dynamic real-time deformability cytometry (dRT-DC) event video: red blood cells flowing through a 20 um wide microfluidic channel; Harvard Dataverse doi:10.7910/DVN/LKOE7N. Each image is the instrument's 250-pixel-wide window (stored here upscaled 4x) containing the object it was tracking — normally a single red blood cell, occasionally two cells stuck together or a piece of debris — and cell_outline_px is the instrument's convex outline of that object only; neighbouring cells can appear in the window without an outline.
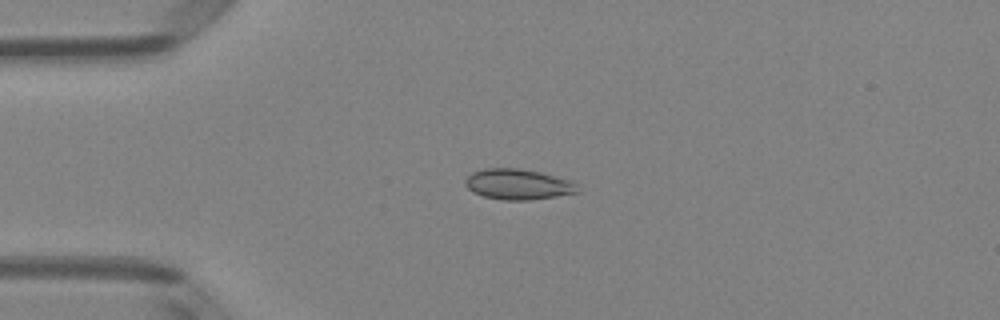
{"species": "Egyptian fruit bat (a non-hibernating species)", "species_latin": "Rousettus aegyptiacus", "temperature_condition": "room temperature", "stored_images_in_passage": 40, "camera_frame_rate_fps": 3000, "um_per_image_px": 0.085, "animal": {"sex": "female"}, "frame": {"image": 1, "passage_image": 2, "time_ms": 0.333, "image_size_px": [1000, 320], "cell_outline_px": [[580, 192], [556, 196], [528, 200], [500, 200], [484, 196], [472, 192], [464, 184], [464, 180], [472, 172], [484, 168], [516, 168], [540, 172], [568, 180], [576, 184]], "centroid_in_image_um": [43.99, 15.67], "position_along_channel_um": 41.0, "area_um2": 19.94}}
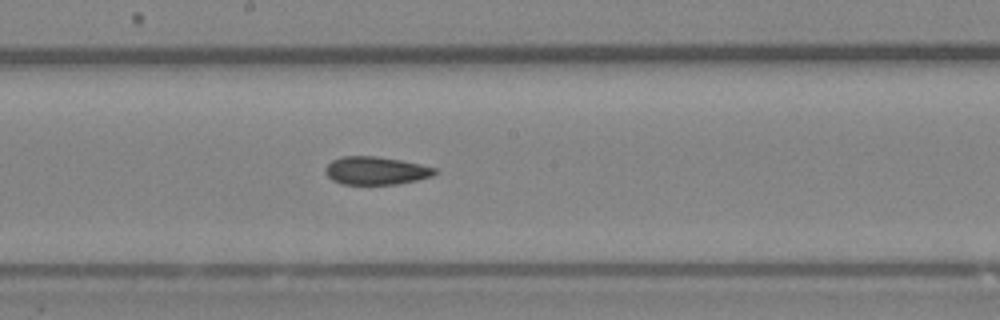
{"frame": {"image": 2, "passage_image": 17, "time_ms": 5.333, "image_size_px": [1000, 320], "cell_outline_px": [[440, 172], [432, 176], [416, 180], [396, 184], [340, 184], [332, 180], [324, 172], [324, 168], [332, 160], [340, 156], [376, 156], [400, 160], [420, 164], [436, 168]], "centroid_in_image_um": [31.94, 14.5], "position_along_channel_um": 216.3, "area_um2": 17.98}}
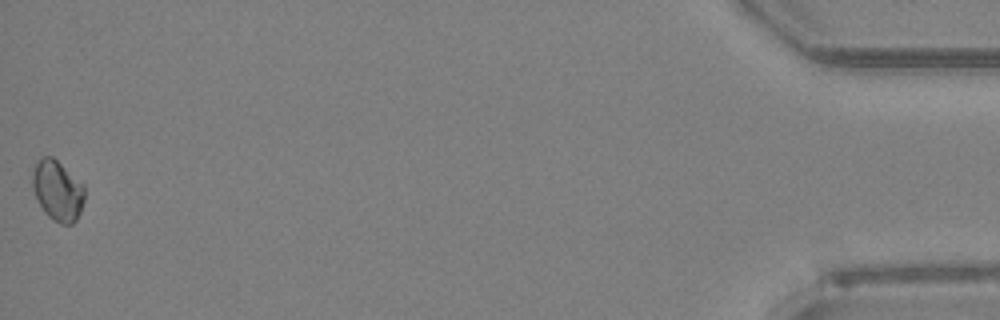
{"frame": {"image": 3, "passage_image": 40, "time_ms": 13.0, "image_size_px": [1000, 320], "cell_outline_px": [[84, 200], [80, 212], [76, 220], [72, 224], [60, 224], [48, 216], [44, 212], [32, 188], [32, 172], [40, 156], [52, 156], [84, 184]], "centroid_in_image_um": [4.89, 16.19], "position_along_channel_um": 430.3, "area_um2": 18.32}, "authors_computed_cell_mechanics": {"area_um2": 18.207, "velocity_mm_per_s": 4.0289, "shape_relaxation_time_tau1_ms": null, "shape_relaxation_time_tau2_ms": 1.8856, "deformation_change_tau1": null, "deformation_change_tau2": 0.0301}}